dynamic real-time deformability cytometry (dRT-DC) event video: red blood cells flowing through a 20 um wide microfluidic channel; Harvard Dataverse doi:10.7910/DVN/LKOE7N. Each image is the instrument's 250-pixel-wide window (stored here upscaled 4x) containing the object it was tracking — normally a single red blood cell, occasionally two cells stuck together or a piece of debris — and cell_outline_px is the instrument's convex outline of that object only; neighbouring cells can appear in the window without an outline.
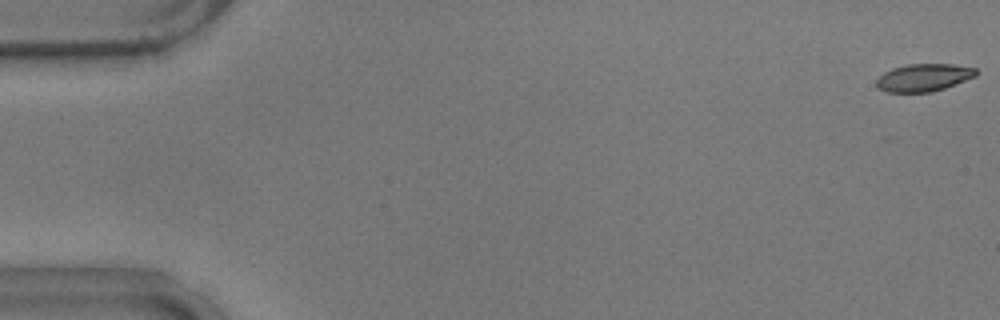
{"species": "common noctule bat (a hibernating species)", "species_latin": "Nyctalus noctula", "temperature_condition": "warm", "stored_images_in_passage": 10, "camera_frame_rate_fps": 3000, "um_per_image_px": 0.085, "animal": {"sex": "male", "body_mass_g": 17.9}, "frame": {"image": 1, "passage_image": 1, "time_ms": 0.0, "image_size_px": [1000, 320], "cell_outline_px": [[980, 72], [976, 76], [944, 88], [932, 92], [888, 92], [880, 88], [876, 84], [876, 80], [884, 72], [892, 68], [908, 64], [952, 64], [976, 68]], "centroid_in_image_um": [78.54, 6.58], "position_along_channel_um": 6.5, "area_um2": 15.95}}